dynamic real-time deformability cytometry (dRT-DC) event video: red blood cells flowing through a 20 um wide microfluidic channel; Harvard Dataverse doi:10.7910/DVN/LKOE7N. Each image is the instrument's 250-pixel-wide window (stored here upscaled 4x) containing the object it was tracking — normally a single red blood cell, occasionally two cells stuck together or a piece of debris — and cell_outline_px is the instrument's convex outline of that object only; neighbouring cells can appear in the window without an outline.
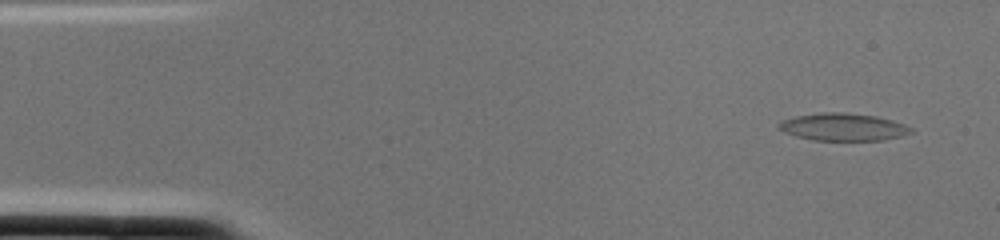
{"species": "common noctule bat (a hibernating species)", "species_latin": "Nyctalus noctula", "temperature_condition": "cold", "stored_images_in_passage": 2, "camera_frame_rate_fps": 3000, "um_per_image_px": 0.085, "animal": {"sex": "female", "body_mass_g": 22.0, "forearm_length_mm": 56.7}, "frame": {"image": 1, "passage_image": 1, "time_ms": 0.0, "image_size_px": [1000, 240], "cell_outline_px": [[912, 132], [900, 136], [884, 140], [812, 140], [796, 136], [784, 132], [776, 128], [776, 124], [780, 120], [796, 116], [820, 112], [844, 112], [876, 116], [892, 120], [904, 124], [912, 128]], "centroid_in_image_um": [71.61, 10.79], "position_along_channel_um": 13.4, "area_um2": 21.27}}
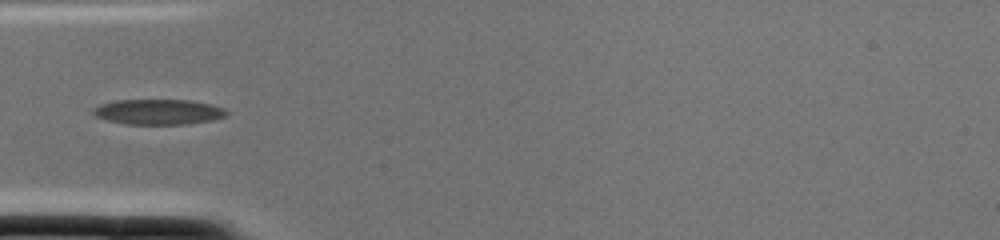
{"frame": {"image": 2, "passage_image": 2, "time_ms": 0.333, "image_size_px": [1000, 240], "cell_outline_px": [[228, 116], [212, 120], [188, 124], [124, 124], [104, 120], [92, 116], [92, 108], [100, 104], [116, 100], [192, 100], [212, 104], [224, 108], [228, 112]], "centroid_in_image_um": [13.44, 9.51], "position_along_channel_um": 71.6, "area_um2": 20.06}}